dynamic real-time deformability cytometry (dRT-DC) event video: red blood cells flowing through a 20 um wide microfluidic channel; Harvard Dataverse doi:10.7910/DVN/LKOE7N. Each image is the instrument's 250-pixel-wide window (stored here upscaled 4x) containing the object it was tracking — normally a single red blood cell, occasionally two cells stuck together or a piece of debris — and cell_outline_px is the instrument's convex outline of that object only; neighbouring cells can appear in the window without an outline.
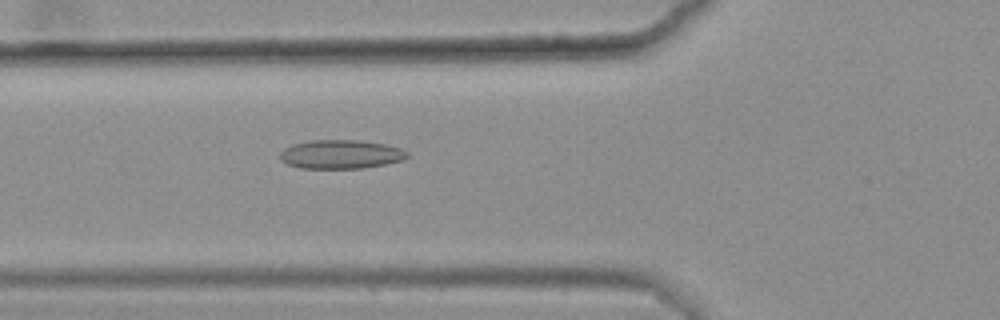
{"species": "common noctule bat (a hibernating species)", "species_latin": "Nyctalus noctula", "temperature_condition": "warm", "stored_images_in_passage": 46, "camera_frame_rate_fps": 3000, "um_per_image_px": 0.085, "animal": {"sex": "female", "body_mass_g": 25.1}, "frame": {"image": 1, "passage_image": 16, "time_ms": 5.0, "image_size_px": [1000, 320], "cell_outline_px": [[408, 156], [404, 160], [384, 164], [360, 168], [300, 168], [288, 164], [280, 160], [280, 152], [284, 148], [292, 144], [308, 140], [360, 140], [384, 144], [400, 148], [408, 152]], "centroid_in_image_um": [28.94, 13.11], "position_along_channel_um": 96.9, "area_um2": 21.39}}
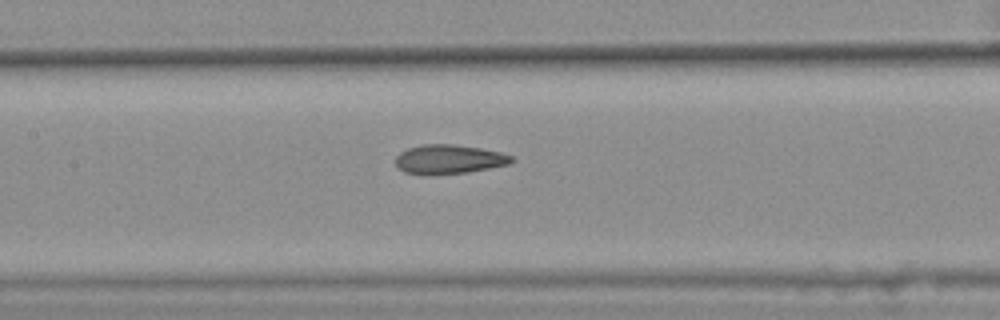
{"frame": {"image": 2, "passage_image": 22, "time_ms": 7.0, "image_size_px": [1000, 320], "cell_outline_px": [[516, 160], [508, 164], [468, 172], [404, 172], [396, 164], [396, 156], [400, 152], [408, 148], [424, 144], [452, 144], [480, 148], [500, 152], [512, 156]], "centroid_in_image_um": [38.21, 13.49], "position_along_channel_um": 169.2, "area_um2": 18.9}}
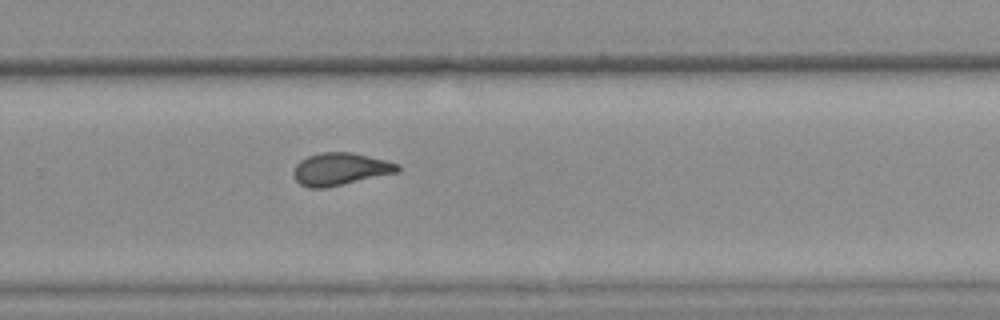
{"frame": {"image": 3, "passage_image": 33, "time_ms": 10.667, "image_size_px": [1000, 320], "cell_outline_px": [[400, 172], [344, 184], [324, 188], [308, 188], [300, 184], [292, 176], [292, 172], [296, 164], [300, 160], [308, 156], [320, 152], [352, 152], [400, 164]], "centroid_in_image_um": [28.91, 14.37], "position_along_channel_um": 300.9, "area_um2": 19.83}, "authors_computed_cell_mechanics": {"area_um2": 19.7387, "velocity_mm_per_s": 3.6029, "shape_relaxation_time_tau1_ms": null, "shape_relaxation_time_tau2_ms": 2.4974, "deformation_change_tau1": null, "deformation_change_tau2": 0.1023}}